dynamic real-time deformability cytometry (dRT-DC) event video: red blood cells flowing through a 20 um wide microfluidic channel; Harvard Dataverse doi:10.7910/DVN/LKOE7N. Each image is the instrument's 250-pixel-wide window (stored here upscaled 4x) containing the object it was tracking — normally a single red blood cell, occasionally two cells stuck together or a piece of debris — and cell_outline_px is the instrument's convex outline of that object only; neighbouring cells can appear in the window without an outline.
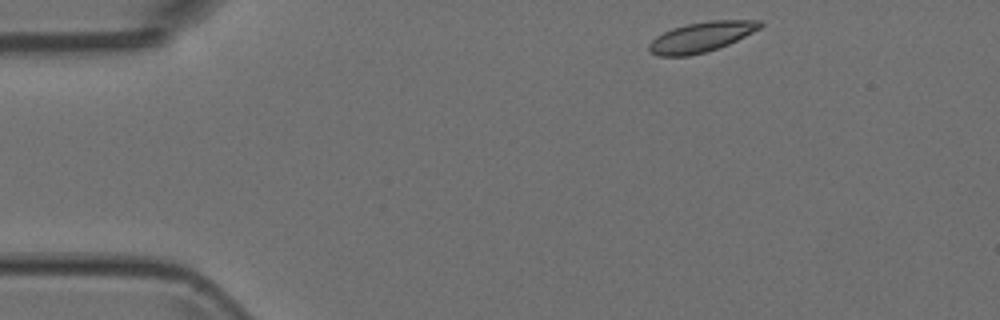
{"species": "Egyptian fruit bat (a non-hibernating species)", "species_latin": "Rousettus aegyptiacus", "temperature_condition": "room temperature", "stored_images_in_passage": 3, "camera_frame_rate_fps": 3000, "um_per_image_px": 0.085, "animal": {"sex": "female"}, "frame": {"image": 1, "passage_image": 1, "time_ms": 0.0, "image_size_px": [1000, 320], "cell_outline_px": [[764, 24], [760, 28], [728, 44], [704, 52], [688, 56], [660, 56], [648, 52], [648, 44], [656, 36], [672, 28], [688, 24], [708, 20], [760, 20]], "centroid_in_image_um": [59.57, 3.14], "position_along_channel_um": 25.4, "area_um2": 19.31}}